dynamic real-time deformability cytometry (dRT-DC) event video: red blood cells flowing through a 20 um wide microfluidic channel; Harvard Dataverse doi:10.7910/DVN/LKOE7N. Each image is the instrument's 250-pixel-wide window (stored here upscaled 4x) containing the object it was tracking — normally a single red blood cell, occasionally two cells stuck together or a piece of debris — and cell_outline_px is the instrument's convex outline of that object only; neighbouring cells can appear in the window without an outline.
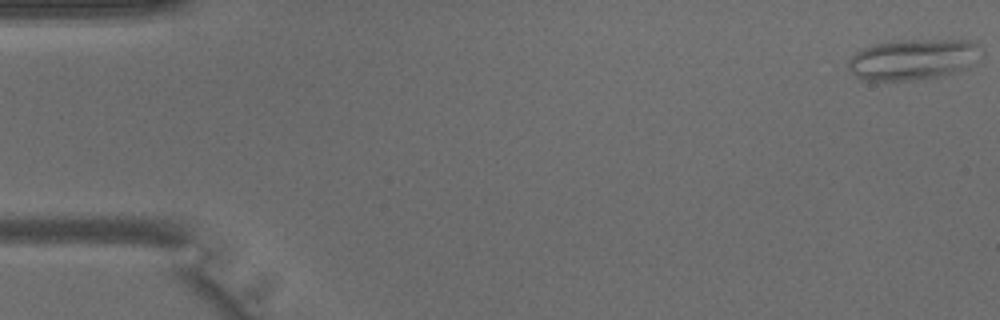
{"species": "common noctule bat (a hibernating species)", "species_latin": "Nyctalus noctula", "temperature_condition": "warm", "stored_images_in_passage": 4, "camera_frame_rate_fps": 3000, "um_per_image_px": 0.085, "animal": {"sex": "male", "body_mass_g": 15.6}, "frame": {"image": 1, "passage_image": 1, "time_ms": 0.0, "image_size_px": [1000, 320], "cell_outline_px": [[976, 48], [968, 68], [940, 76], [912, 80], [868, 80], [856, 76], [848, 68], [848, 60], [856, 52], [864, 48], [876, 44], [892, 40], [968, 40], [976, 44]], "centroid_in_image_um": [77.49, 5.05], "position_along_channel_um": 7.5, "area_um2": 30.69}}